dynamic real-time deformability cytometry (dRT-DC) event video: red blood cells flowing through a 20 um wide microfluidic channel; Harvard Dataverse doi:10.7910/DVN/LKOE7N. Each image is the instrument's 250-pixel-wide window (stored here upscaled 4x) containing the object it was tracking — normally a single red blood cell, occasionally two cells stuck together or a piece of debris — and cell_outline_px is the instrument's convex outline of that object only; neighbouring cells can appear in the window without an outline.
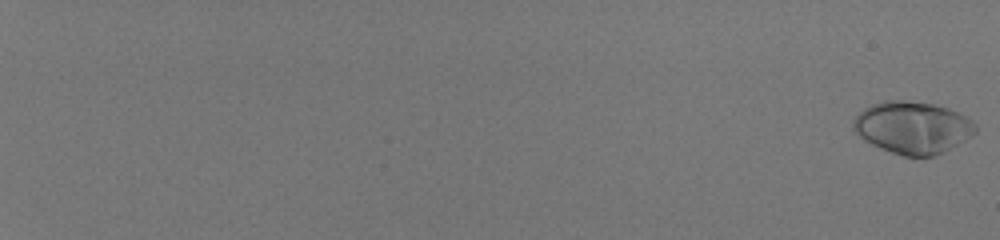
{"species": "human", "species_latin": "Homo sapiens", "temperature_condition": "room temperature", "stored_images_in_passage": 58, "camera_frame_rate_fps": 3000, "um_per_image_px": 0.085, "donor": {"sex": "male"}, "frame": {"image": 1, "passage_image": 1, "time_ms": 0.0, "image_size_px": [1000, 240], "cell_outline_px": [[976, 132], [972, 136], [944, 152], [936, 156], [904, 156], [880, 148], [864, 140], [852, 128], [852, 120], [864, 108], [872, 104], [884, 100], [904, 100], [932, 104], [948, 108], [972, 120], [976, 124]], "centroid_in_image_um": [77.56, 10.84], "position_along_channel_um": 7.4, "area_um2": 37.11}}
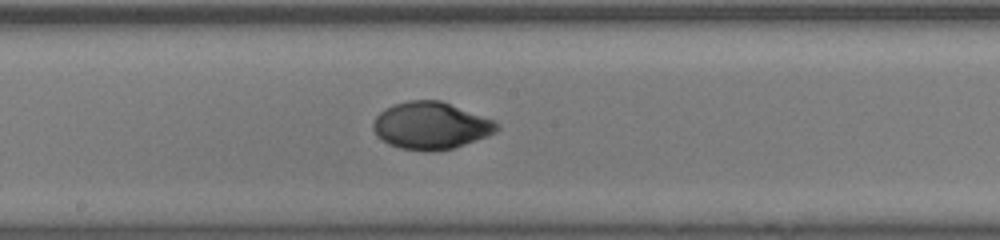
{"frame": {"image": 2, "passage_image": 38, "time_ms": 12.333, "image_size_px": [1000, 240], "cell_outline_px": [[500, 128], [496, 132], [488, 136], [452, 148], [432, 152], [400, 148], [388, 144], [376, 136], [372, 128], [372, 124], [376, 116], [384, 108], [392, 104], [408, 100], [440, 100], [496, 120], [500, 124]], "centroid_in_image_um": [36.62, 10.67], "position_along_channel_um": 211.6, "area_um2": 34.39}}
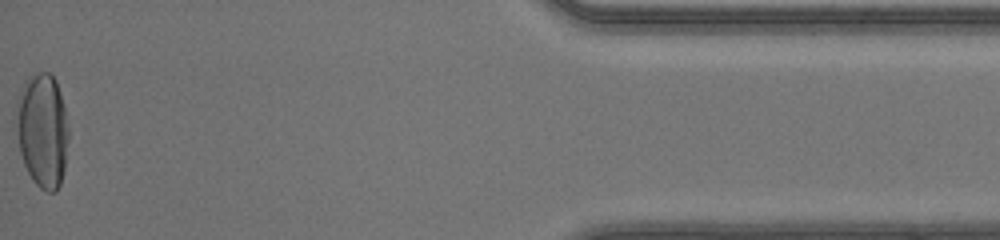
{"frame": {"image": 3, "passage_image": 58, "time_ms": 19.0, "image_size_px": [1000, 240], "cell_outline_px": [[68, 140], [64, 168], [60, 184], [56, 192], [48, 192], [40, 188], [32, 180], [24, 164], [20, 152], [12, 116], [16, 100], [20, 88], [28, 76], [40, 72], [48, 72], [56, 80], [60, 92], [64, 108], [68, 128]], "centroid_in_image_um": [3.55, 11.05], "position_along_channel_um": 431.6, "area_um2": 35.6}, "authors_computed_cell_mechanics": {"area_um2": 33.9575, "velocity_mm_per_s": 4.1305, "shape_relaxation_time_tau1_ms": 3.7267, "shape_relaxation_time_tau2_ms": 0.6799, "deformation_change_tau1": 0.1965, "deformation_change_tau2": 0.0217}}